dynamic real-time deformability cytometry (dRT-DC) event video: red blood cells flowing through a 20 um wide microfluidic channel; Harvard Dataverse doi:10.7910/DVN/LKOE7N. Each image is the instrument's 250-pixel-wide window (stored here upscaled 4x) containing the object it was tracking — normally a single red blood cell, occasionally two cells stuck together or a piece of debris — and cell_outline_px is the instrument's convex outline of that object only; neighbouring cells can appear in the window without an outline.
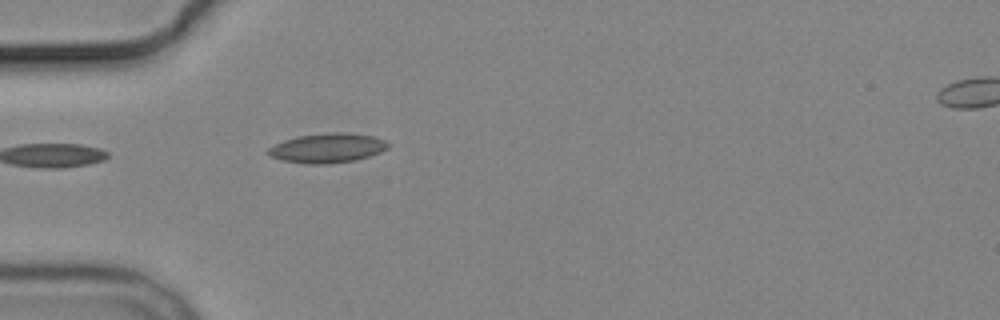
{"species": "common noctule bat (a hibernating species)", "species_latin": "Nyctalus noctula", "temperature_condition": "cold", "stored_images_in_passage": 3, "camera_frame_rate_fps": 3000, "um_per_image_px": 0.085, "animal": {"sex": "male", "body_mass_g": 19.2, "forearm_length_mm": 51.8}, "frame": {"image": 1, "passage_image": 3, "time_ms": 2.333, "image_size_px": [1000, 320], "cell_outline_px": [[392, 144], [388, 148], [380, 152], [356, 160], [328, 164], [308, 164], [280, 160], [268, 156], [264, 152], [268, 148], [284, 140], [300, 136], [328, 132], [344, 132], [372, 136], [388, 140]], "centroid_in_image_um": [27.83, 12.59], "position_along_channel_um": 57.2, "area_um2": 20.87}}